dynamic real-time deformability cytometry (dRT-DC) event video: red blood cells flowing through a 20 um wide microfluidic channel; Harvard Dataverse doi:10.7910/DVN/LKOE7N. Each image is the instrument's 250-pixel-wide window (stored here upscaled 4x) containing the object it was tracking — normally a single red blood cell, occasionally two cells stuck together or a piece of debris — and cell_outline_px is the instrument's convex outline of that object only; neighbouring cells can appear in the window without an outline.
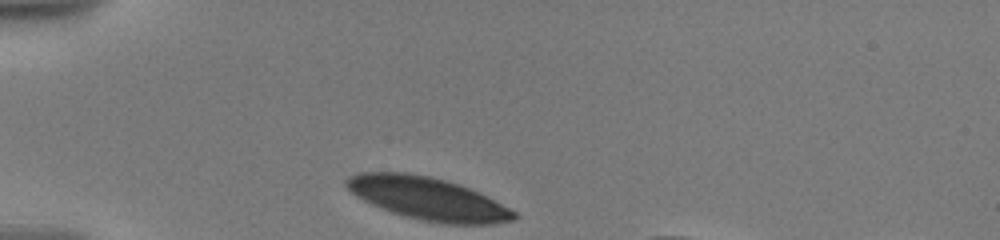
{"species": "human", "species_latin": "Homo sapiens", "temperature_condition": "warm", "stored_images_in_passage": 21, "camera_frame_rate_fps": 3000, "um_per_image_px": 0.085, "donor": {"sex": "male"}, "frame": {"image": 1, "passage_image": 1, "time_ms": 0.0, "image_size_px": [1000, 240], "cell_outline_px": [[520, 216], [512, 220], [492, 224], [444, 224], [420, 220], [404, 216], [392, 212], [372, 204], [356, 196], [344, 184], [344, 180], [348, 176], [360, 172], [404, 172], [428, 176], [444, 180], [468, 188], [516, 212]], "centroid_in_image_um": [36.31, 16.88], "position_along_channel_um": 48.7, "area_um2": 41.15}}
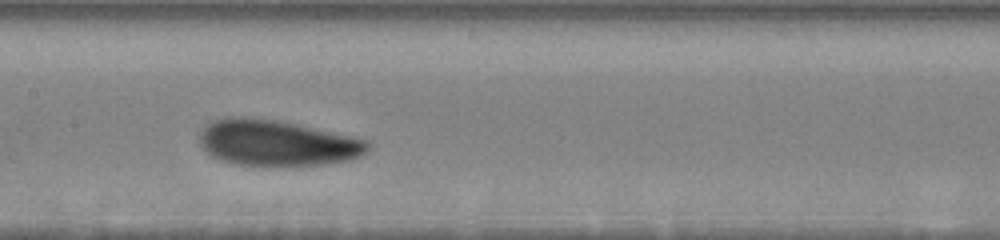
{"frame": {"image": 2, "passage_image": 12, "time_ms": 4.667, "image_size_px": [1000, 240], "cell_outline_px": [[368, 148], [360, 156], [352, 160], [324, 164], [288, 168], [260, 168], [232, 164], [220, 160], [212, 156], [200, 144], [200, 132], [208, 124], [216, 120], [276, 120], [296, 124], [352, 136], [368, 140]], "centroid_in_image_um": [23.6, 12.25], "position_along_channel_um": 183.8, "area_um2": 44.97}}
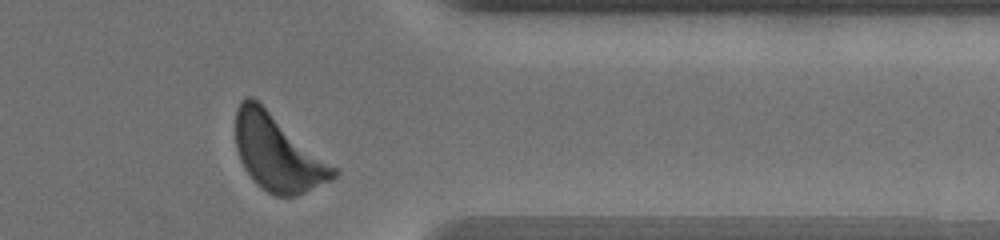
{"frame": {"image": 3, "passage_image": 21, "time_ms": 10.667, "image_size_px": [1000, 240], "cell_outline_px": [[340, 172], [332, 180], [296, 196], [276, 196], [268, 192], [256, 184], [244, 168], [240, 160], [236, 148], [236, 108], [240, 100], [248, 96], [252, 96], [336, 168]], "centroid_in_image_um": [23.57, 13.01], "position_along_channel_um": 387.8, "area_um2": 42.89}, "authors_computed_cell_mechanics": {"area_um2": 44.506, "velocity_mm_per_s": 3.5061, "shape_relaxation_time_tau1_ms": 1.5649, "shape_relaxation_time_tau2_ms": null, "deformation_change_tau1": 0.0898, "deformation_change_tau2": null}}